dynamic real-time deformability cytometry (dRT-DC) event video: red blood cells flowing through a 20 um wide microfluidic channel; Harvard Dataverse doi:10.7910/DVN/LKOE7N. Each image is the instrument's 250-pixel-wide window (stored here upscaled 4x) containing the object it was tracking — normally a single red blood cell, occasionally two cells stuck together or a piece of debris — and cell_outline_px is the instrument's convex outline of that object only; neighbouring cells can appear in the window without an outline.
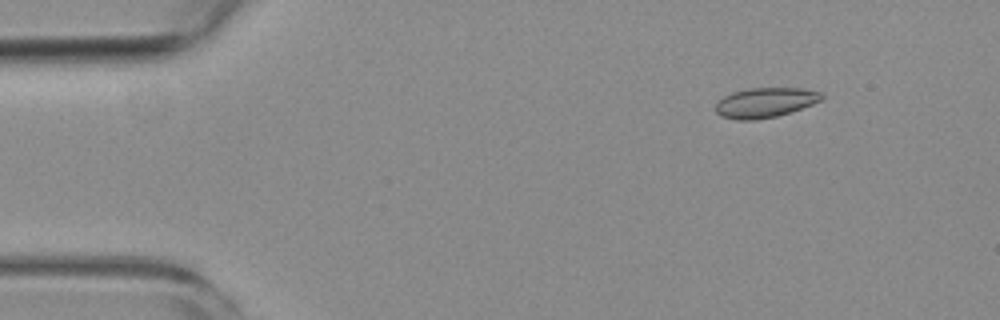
{"species": "common noctule bat (a hibernating species)", "species_latin": "Nyctalus noctula", "temperature_condition": "room temperature", "stored_images_in_passage": 10, "camera_frame_rate_fps": 3000, "um_per_image_px": 0.085, "animal": {"sex": "female", "body_mass_g": 19.3, "forearm_length_mm": 54.1}, "frame": {"image": 1, "passage_image": 2, "time_ms": 2.0, "image_size_px": [1000, 320], "cell_outline_px": [[824, 100], [776, 116], [756, 120], [736, 120], [720, 116], [716, 112], [716, 104], [724, 96], [732, 92], [748, 88], [804, 88], [820, 92], [824, 96]], "centroid_in_image_um": [65.04, 8.71], "position_along_channel_um": 20.0, "area_um2": 18.44}}
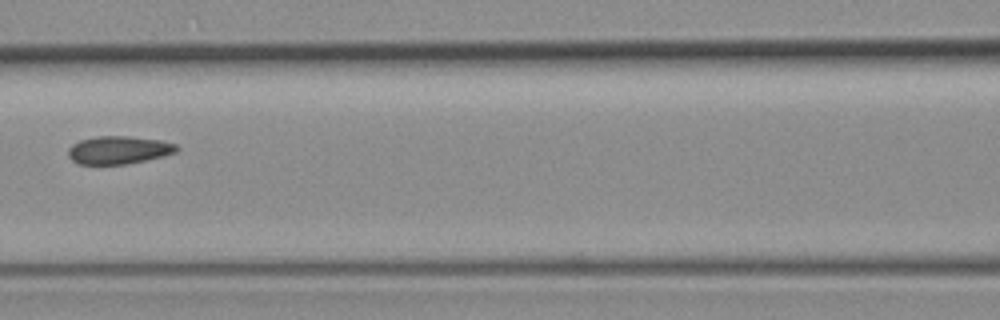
{"frame": {"image": 2, "passage_image": 7, "time_ms": 8.0, "image_size_px": [1000, 320], "cell_outline_px": [[180, 148], [176, 152], [164, 156], [124, 164], [76, 164], [68, 156], [68, 148], [72, 144], [80, 140], [96, 136], [128, 136], [160, 140], [176, 144]], "centroid_in_image_um": [10.07, 12.75], "position_along_channel_um": 156.5, "area_um2": 17.69}}
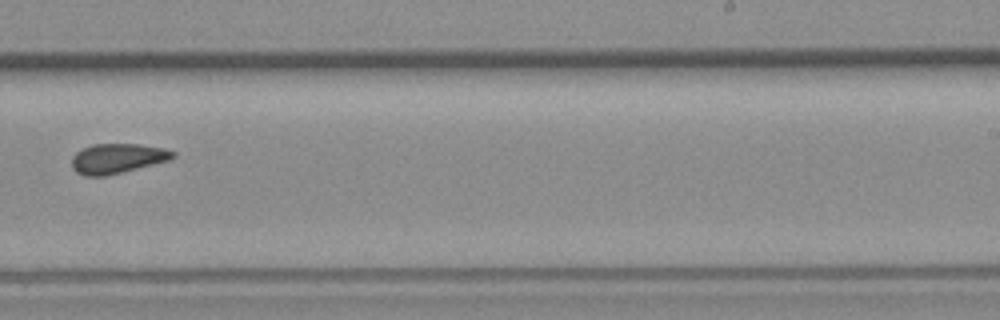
{"frame": {"image": 3, "passage_image": 10, "time_ms": 11.333, "image_size_px": [1000, 320], "cell_outline_px": [[176, 156], [168, 160], [124, 172], [104, 176], [84, 176], [76, 172], [72, 168], [72, 156], [76, 152], [92, 144], [136, 144], [164, 148], [176, 152]], "centroid_in_image_um": [9.96, 13.47], "position_along_channel_um": 279.0, "area_um2": 17.57}}